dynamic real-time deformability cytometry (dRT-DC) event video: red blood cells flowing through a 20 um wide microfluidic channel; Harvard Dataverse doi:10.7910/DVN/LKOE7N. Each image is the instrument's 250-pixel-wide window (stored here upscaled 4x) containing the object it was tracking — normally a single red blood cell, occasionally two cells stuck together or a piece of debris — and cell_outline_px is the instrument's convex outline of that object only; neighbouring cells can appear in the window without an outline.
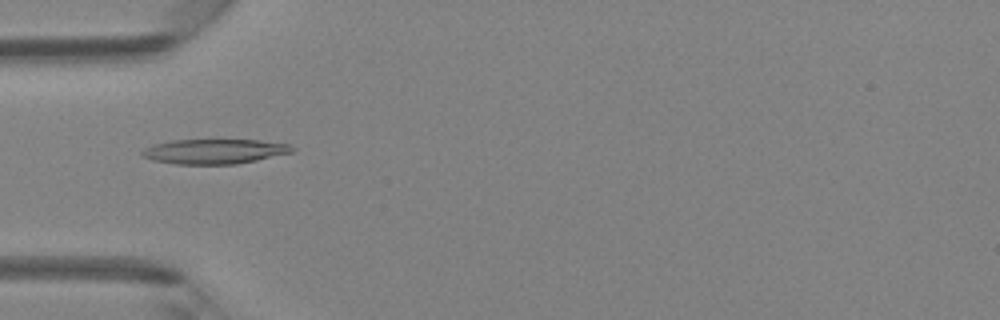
{"species": "Egyptian fruit bat (a non-hibernating species)", "species_latin": "Rousettus aegyptiacus", "temperature_condition": "room temperature", "stored_images_in_passage": 37, "camera_frame_rate_fps": 3000, "um_per_image_px": 0.085, "animal": {"sex": "female"}, "frame": {"image": 1, "passage_image": 5, "time_ms": 1.333, "image_size_px": [1000, 320], "cell_outline_px": [[296, 148], [292, 152], [256, 160], [236, 164], [176, 164], [152, 160], [140, 156], [140, 152], [144, 148], [156, 144], [172, 140], [260, 140], [292, 144]], "centroid_in_image_um": [18.23, 12.87], "position_along_channel_um": 66.8, "area_um2": 21.73}}
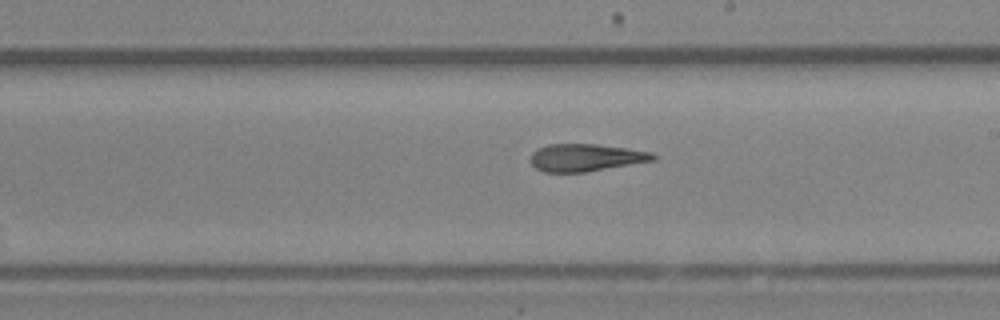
{"frame": {"image": 2, "passage_image": 17, "time_ms": 5.333, "image_size_px": [1000, 320], "cell_outline_px": [[656, 160], [584, 172], [544, 172], [536, 168], [532, 164], [532, 152], [536, 148], [548, 144], [596, 144], [652, 152], [656, 156]], "centroid_in_image_um": [49.78, 13.39], "position_along_channel_um": 239.2, "area_um2": 19.42}}
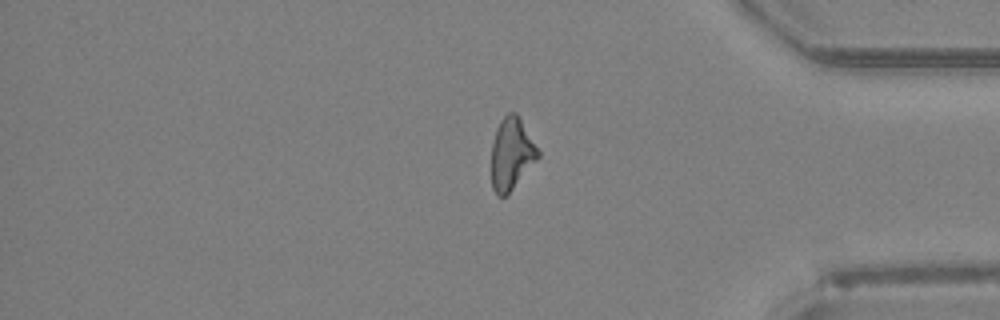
{"frame": {"image": 3, "passage_image": 29, "time_ms": 9.333, "image_size_px": [1000, 320], "cell_outline_px": [[540, 156], [508, 196], [496, 196], [492, 188], [492, 144], [496, 128], [500, 120], [508, 112], [516, 112], [540, 152]], "centroid_in_image_um": [43.47, 13.11], "position_along_channel_um": 391.7, "area_um2": 19.65}, "authors_computed_cell_mechanics": {"area_um2": 20.1144, "velocity_mm_per_s": 4.3353, "shape_relaxation_time_tau1_ms": null, "shape_relaxation_time_tau2_ms": 3.9696, "deformation_change_tau1": null, "deformation_change_tau2": 0.1558}}